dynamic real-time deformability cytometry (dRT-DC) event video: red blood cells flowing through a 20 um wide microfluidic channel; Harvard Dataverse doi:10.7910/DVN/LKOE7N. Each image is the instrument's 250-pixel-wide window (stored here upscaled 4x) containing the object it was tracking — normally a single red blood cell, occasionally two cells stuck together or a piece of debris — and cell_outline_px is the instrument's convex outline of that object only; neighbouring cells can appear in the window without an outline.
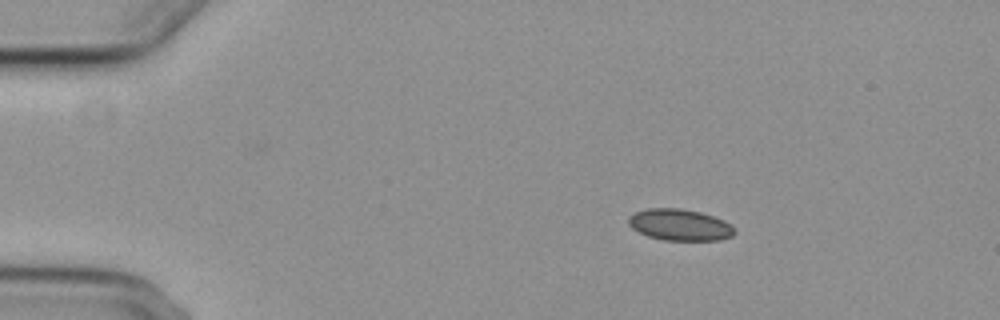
{"species": "common noctule bat (a hibernating species)", "species_latin": "Nyctalus noctula", "temperature_condition": "cold", "stored_images_in_passage": 4, "camera_frame_rate_fps": 3000, "um_per_image_px": 0.085, "animal": {"sex": "female", "body_mass_g": 29.2, "forearm_length_mm": 56.3}, "frame": {"image": 1, "passage_image": 2, "time_ms": 2.0, "image_size_px": [1000, 320], "cell_outline_px": [[736, 232], [732, 236], [720, 240], [664, 240], [648, 236], [632, 228], [628, 224], [628, 216], [636, 212], [648, 208], [680, 208], [700, 212], [724, 220], [732, 224], [736, 228]], "centroid_in_image_um": [57.81, 19.11], "position_along_channel_um": 27.2, "area_um2": 19.54}}
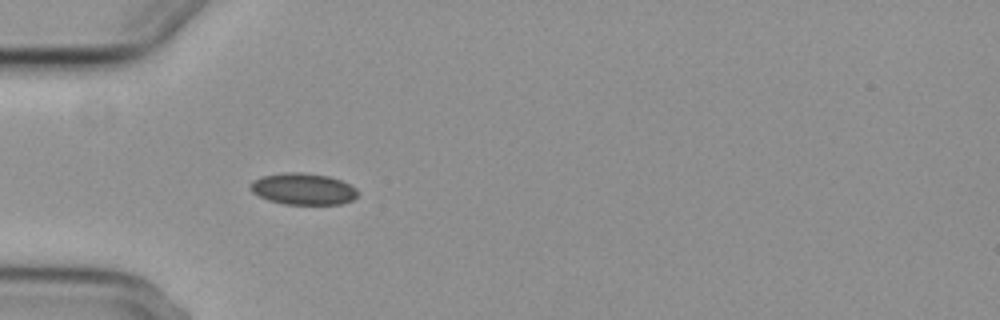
{"frame": {"image": 2, "passage_image": 4, "time_ms": 4.667, "image_size_px": [1000, 320], "cell_outline_px": [[360, 192], [352, 200], [340, 204], [284, 204], [268, 200], [252, 192], [248, 188], [252, 180], [260, 176], [284, 172], [300, 172], [328, 176], [340, 180], [356, 188]], "centroid_in_image_um": [25.73, 16.05], "position_along_channel_um": 59.3, "area_um2": 19.83}}